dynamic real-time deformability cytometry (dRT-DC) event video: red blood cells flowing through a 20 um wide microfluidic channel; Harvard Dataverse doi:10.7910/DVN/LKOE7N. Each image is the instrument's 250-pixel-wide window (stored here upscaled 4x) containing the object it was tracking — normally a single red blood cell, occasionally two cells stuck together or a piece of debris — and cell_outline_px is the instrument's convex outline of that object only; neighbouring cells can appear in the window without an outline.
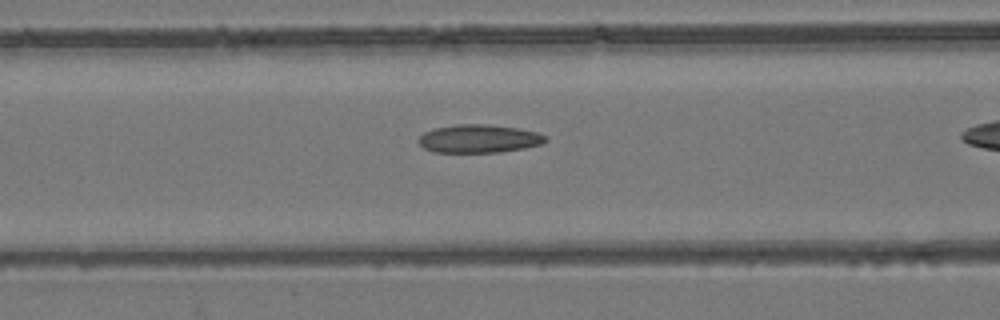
{"species": "common noctule bat (a hibernating species)", "species_latin": "Nyctalus noctula", "temperature_condition": "room temperature", "stored_images_in_passage": 27, "camera_frame_rate_fps": 3000, "um_per_image_px": 0.085, "animal": {"sex": "female", "body_mass_g": 24.6, "forearm_length_mm": 56.2}, "frame": {"image": 1, "passage_image": 7, "time_ms": 2.0, "image_size_px": [1000, 320], "cell_outline_px": [[548, 140], [540, 144], [524, 148], [500, 152], [432, 152], [424, 148], [416, 140], [424, 132], [432, 128], [456, 124], [488, 124], [520, 128], [536, 132], [548, 136]], "centroid_in_image_um": [40.69, 11.78], "position_along_channel_um": 125.9, "area_um2": 21.1}}
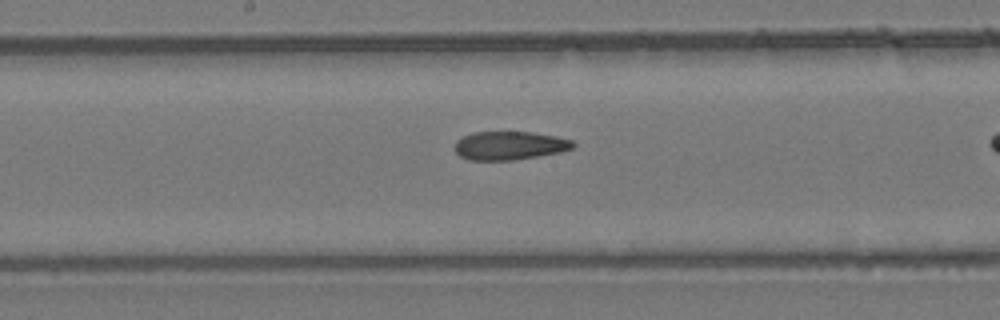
{"frame": {"image": 2, "passage_image": 13, "time_ms": 4.0, "image_size_px": [1000, 320], "cell_outline_px": [[576, 144], [572, 148], [560, 152], [512, 160], [468, 160], [460, 156], [456, 152], [456, 140], [472, 132], [532, 132], [556, 136], [572, 140]], "centroid_in_image_um": [43.31, 12.37], "position_along_channel_um": 204.9, "area_um2": 19.54}}
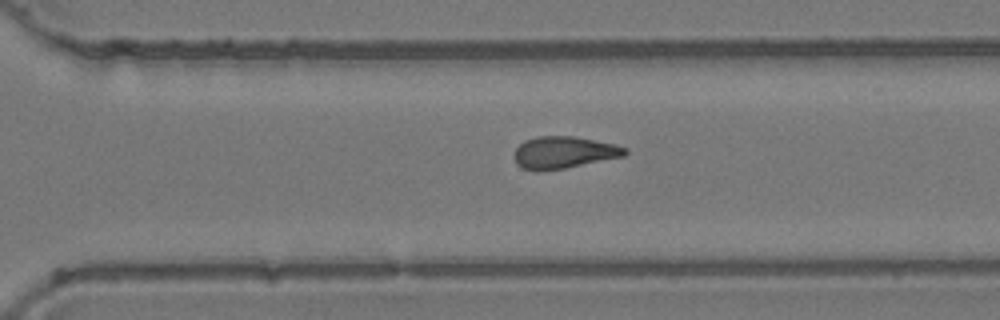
{"frame": {"image": 3, "passage_image": 22, "time_ms": 7.0, "image_size_px": [1000, 320], "cell_outline_px": [[628, 152], [624, 156], [564, 168], [536, 172], [524, 168], [516, 164], [512, 156], [512, 152], [524, 140], [536, 136], [572, 136], [616, 144], [628, 148]], "centroid_in_image_um": [47.88, 12.96], "position_along_channel_um": 322.7, "area_um2": 20.87}}